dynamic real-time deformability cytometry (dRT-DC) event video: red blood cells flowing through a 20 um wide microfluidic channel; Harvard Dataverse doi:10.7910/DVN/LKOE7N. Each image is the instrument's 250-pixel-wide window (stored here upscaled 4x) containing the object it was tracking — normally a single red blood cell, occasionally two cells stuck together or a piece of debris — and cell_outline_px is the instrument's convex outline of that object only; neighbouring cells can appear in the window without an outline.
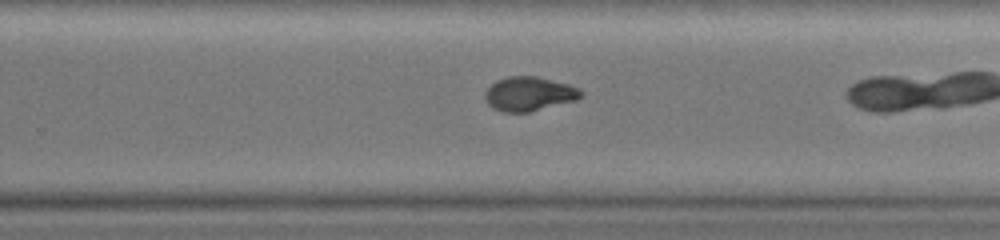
{"species": "common noctule bat (a hibernating species)", "species_latin": "Nyctalus noctula", "temperature_condition": "warm", "stored_images_in_passage": 39, "camera_frame_rate_fps": 3000, "um_per_image_px": 0.085, "animal": {"sex": "female", "body_mass_g": 19.0, "forearm_length_mm": 51.5}, "frame": {"image": 1, "passage_image": 29, "time_ms": 9.333, "image_size_px": [1000, 240], "cell_outline_px": [[584, 92], [576, 100], [528, 112], [504, 112], [492, 108], [484, 100], [484, 92], [496, 80], [508, 76], [536, 76], [568, 84], [580, 88]], "centroid_in_image_um": [44.95, 7.97], "position_along_channel_um": 284.9, "area_um2": 19.13}}
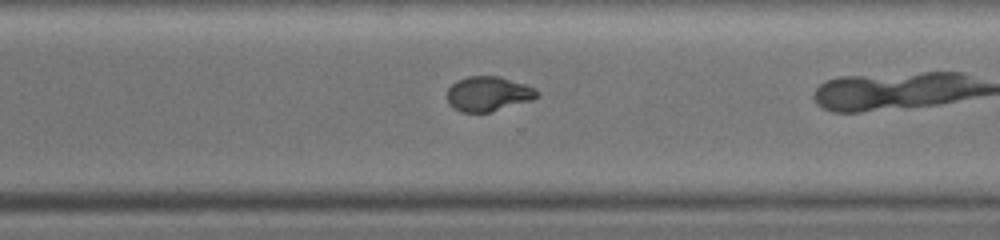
{"frame": {"image": 2, "passage_image": 33, "time_ms": 10.667, "image_size_px": [1000, 240], "cell_outline_px": [[540, 96], [532, 100], [488, 112], [460, 112], [452, 108], [448, 104], [448, 88], [456, 80], [468, 76], [500, 76], [536, 88], [540, 92]], "centroid_in_image_um": [41.5, 7.97], "position_along_channel_um": 329.1, "area_um2": 18.32}}
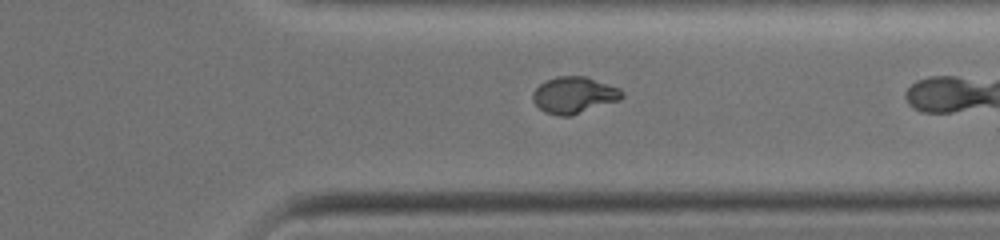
{"frame": {"image": 3, "passage_image": 36, "time_ms": 11.667, "image_size_px": [1000, 240], "cell_outline_px": [[624, 96], [620, 100], [572, 116], [560, 116], [544, 112], [532, 100], [532, 92], [544, 80], [556, 76], [584, 76], [620, 88], [624, 92]], "centroid_in_image_um": [48.79, 8.08], "position_along_channel_um": 362.6, "area_um2": 19.19}}